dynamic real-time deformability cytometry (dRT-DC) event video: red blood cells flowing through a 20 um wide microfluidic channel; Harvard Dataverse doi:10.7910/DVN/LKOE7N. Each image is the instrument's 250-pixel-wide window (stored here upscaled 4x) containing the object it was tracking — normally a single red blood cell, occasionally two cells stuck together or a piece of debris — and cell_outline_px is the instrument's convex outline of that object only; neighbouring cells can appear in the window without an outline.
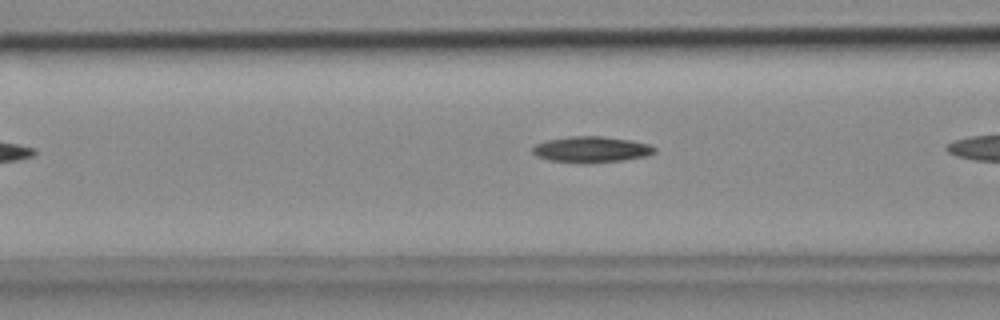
{"species": "common noctule bat (a hibernating species)", "species_latin": "Nyctalus noctula", "temperature_condition": "cold", "stored_images_in_passage": 7, "camera_frame_rate_fps": 3000, "um_per_image_px": 0.085, "animal": {"sex": "female", "body_mass_g": 18.4}, "frame": {"image": 1, "passage_image": 6, "time_ms": 1.667, "image_size_px": [1000, 320], "cell_outline_px": [[656, 152], [648, 156], [620, 160], [552, 160], [536, 156], [532, 152], [532, 148], [536, 144], [548, 140], [568, 136], [600, 136], [632, 140], [648, 144], [656, 148]], "centroid_in_image_um": [50.3, 12.65], "position_along_channel_um": 116.3, "area_um2": 17.51}}